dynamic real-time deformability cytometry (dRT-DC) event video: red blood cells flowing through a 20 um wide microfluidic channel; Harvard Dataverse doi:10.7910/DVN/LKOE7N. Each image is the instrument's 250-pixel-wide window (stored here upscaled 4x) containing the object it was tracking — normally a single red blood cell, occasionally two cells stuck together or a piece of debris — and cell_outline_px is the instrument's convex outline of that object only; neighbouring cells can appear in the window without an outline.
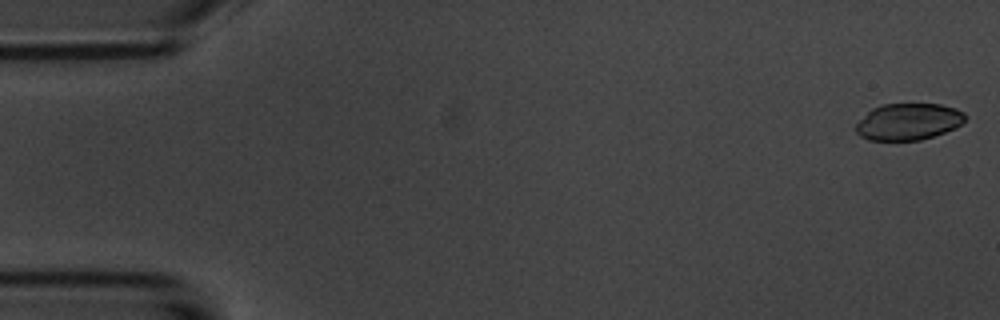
{"species": "common noctule bat (a hibernating species)", "species_latin": "Nyctalus noctula", "temperature_condition": "room temperature", "stored_images_in_passage": 5, "camera_frame_rate_fps": 3000, "um_per_image_px": 0.085, "animal": {"sex": "male", "body_mass_g": 20.1, "forearm_length_mm": 53.5}, "frame": {"image": 1, "passage_image": 1, "time_ms": 0.0, "image_size_px": [1000, 320], "cell_outline_px": [[968, 116], [956, 128], [920, 140], [868, 140], [860, 136], [856, 132], [856, 124], [872, 108], [880, 104], [940, 104], [956, 108], [964, 112]], "centroid_in_image_um": [77.22, 10.33], "position_along_channel_um": 7.8, "area_um2": 23.35}}
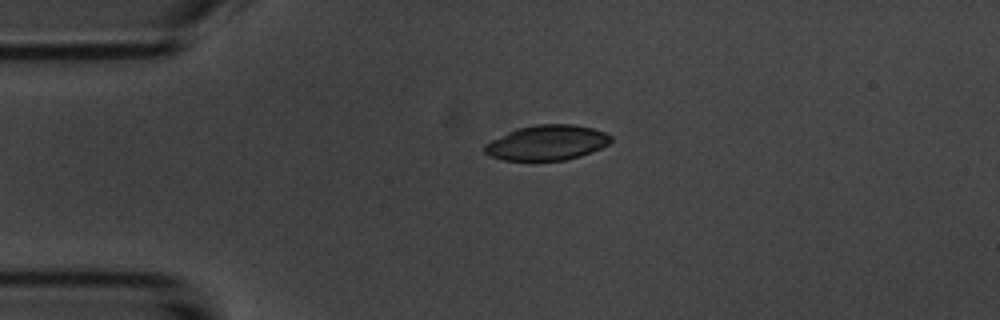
{"frame": {"image": 2, "passage_image": 4, "time_ms": 3.667, "image_size_px": [1000, 320], "cell_outline_px": [[612, 140], [608, 144], [592, 152], [580, 156], [564, 160], [504, 160], [492, 156], [484, 152], [484, 144], [516, 128], [536, 124], [572, 124], [592, 128], [604, 132], [612, 136]], "centroid_in_image_um": [46.5, 12.12], "position_along_channel_um": 38.5, "area_um2": 25.66}}